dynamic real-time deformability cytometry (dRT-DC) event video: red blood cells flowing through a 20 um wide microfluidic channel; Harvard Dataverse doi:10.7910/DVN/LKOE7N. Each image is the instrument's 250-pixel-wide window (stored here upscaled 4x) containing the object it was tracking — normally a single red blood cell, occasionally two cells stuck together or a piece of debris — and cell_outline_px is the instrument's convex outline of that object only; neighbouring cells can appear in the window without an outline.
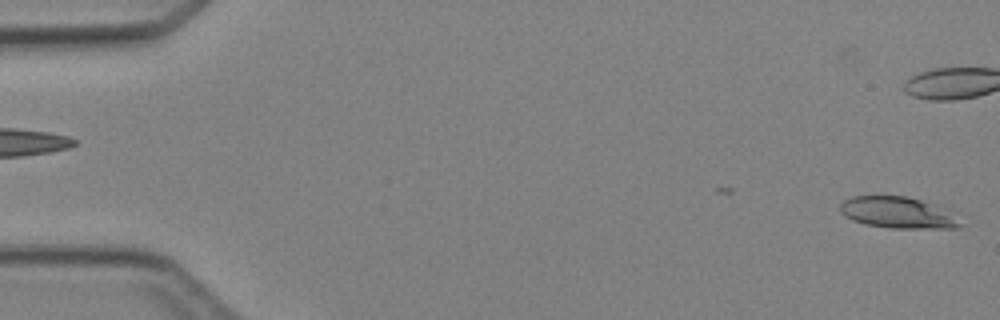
{"species": "Egyptian fruit bat (a non-hibernating species)", "species_latin": "Rousettus aegyptiacus", "temperature_condition": "cold", "stored_images_in_passage": 7, "camera_frame_rate_fps": 3000, "um_per_image_px": 0.085, "animal": {"sex": "female"}, "frame": {"image": 1, "passage_image": 1, "time_ms": 0.0, "image_size_px": [1000, 320], "cell_outline_px": [[960, 228], [892, 228], [864, 224], [852, 220], [844, 216], [840, 212], [840, 204], [844, 200], [852, 196], [908, 196], [960, 212]], "centroid_in_image_um": [76.4, 18.07], "position_along_channel_um": 8.6, "area_um2": 22.54}}
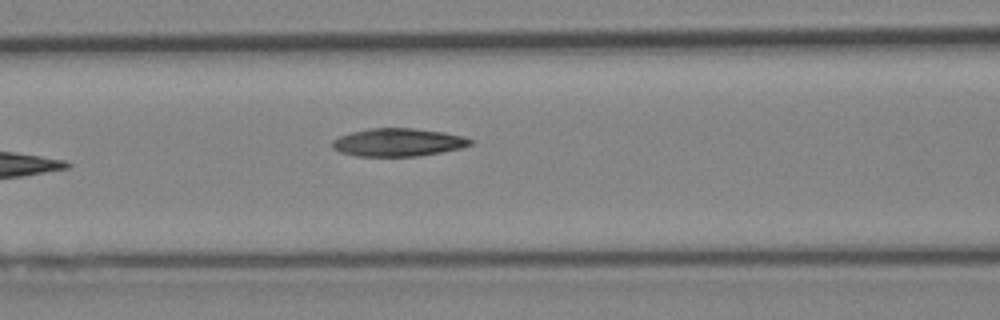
{"frame": {"image": 2, "passage_image": 7, "time_ms": 7.0, "image_size_px": [1000, 320], "cell_outline_px": [[476, 140], [472, 144], [460, 148], [440, 152], [416, 156], [356, 156], [340, 152], [332, 148], [332, 140], [340, 136], [352, 132], [368, 128], [412, 128], [444, 132]], "centroid_in_image_um": [33.82, 12.09], "position_along_channel_um": 132.8, "area_um2": 22.43}}